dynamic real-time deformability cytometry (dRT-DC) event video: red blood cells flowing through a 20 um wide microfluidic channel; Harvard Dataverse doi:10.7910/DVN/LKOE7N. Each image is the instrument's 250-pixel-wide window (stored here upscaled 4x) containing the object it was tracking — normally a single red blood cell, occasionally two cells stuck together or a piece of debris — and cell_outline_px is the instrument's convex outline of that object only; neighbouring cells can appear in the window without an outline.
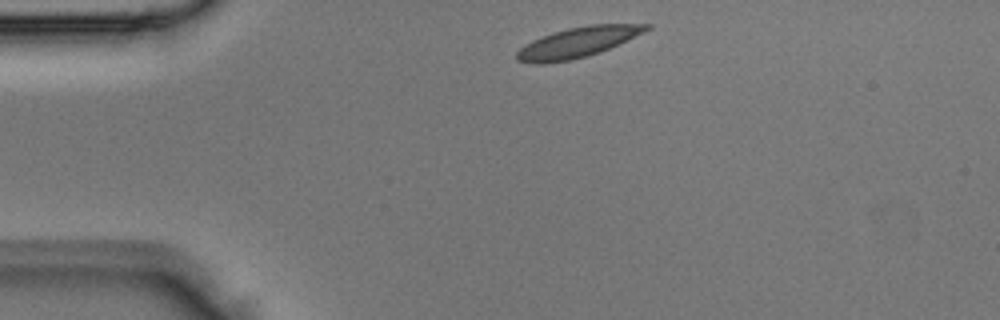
{"species": "Egyptian fruit bat (a non-hibernating species)", "species_latin": "Rousettus aegyptiacus", "temperature_condition": "room temperature", "stored_images_in_passage": 4, "camera_frame_rate_fps": 3000, "um_per_image_px": 0.085, "animal": {"sex": "male"}, "frame": {"image": 1, "passage_image": 4, "time_ms": 1.0, "image_size_px": [1000, 320], "cell_outline_px": [[652, 28], [644, 32], [600, 52], [588, 56], [572, 60], [544, 64], [532, 64], [516, 60], [516, 52], [524, 44], [532, 40], [568, 28], [588, 24], [652, 24]], "centroid_in_image_um": [49.08, 3.61], "position_along_channel_um": 35.9, "area_um2": 22.83}}